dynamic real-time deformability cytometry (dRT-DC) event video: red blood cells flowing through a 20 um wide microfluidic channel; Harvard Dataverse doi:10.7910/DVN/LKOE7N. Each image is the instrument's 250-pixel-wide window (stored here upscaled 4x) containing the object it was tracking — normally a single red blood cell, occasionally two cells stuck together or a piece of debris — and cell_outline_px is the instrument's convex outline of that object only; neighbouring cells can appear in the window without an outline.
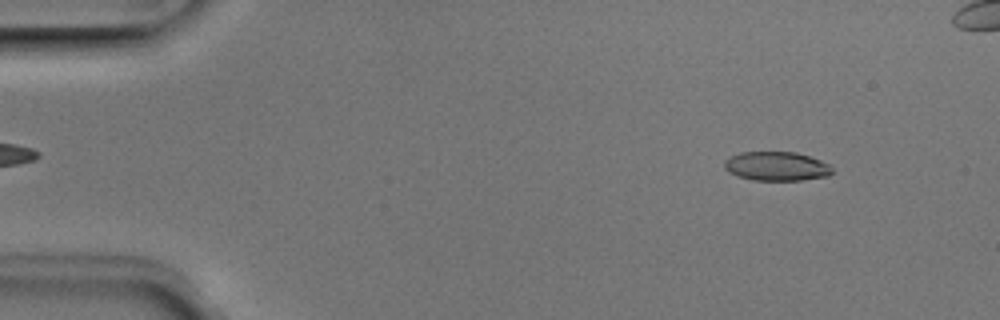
{"species": "Egyptian fruit bat (a non-hibernating species)", "species_latin": "Rousettus aegyptiacus", "temperature_condition": "room temperature", "stored_images_in_passage": 52, "segment_of_instrument_passage": [1, 2], "camera_frame_rate_fps": 3000, "um_per_image_px": 0.085, "animal": {"sex": "male"}, "frame": {"image": 1, "passage_image": 5, "time_ms": 1.333, "image_size_px": [1000, 320], "cell_outline_px": [[832, 172], [828, 176], [800, 180], [752, 180], [736, 176], [728, 172], [724, 168], [724, 160], [740, 152], [796, 152], [832, 164]], "centroid_in_image_um": [66.0, 14.13], "position_along_channel_um": 19.0, "area_um2": 18.38}}
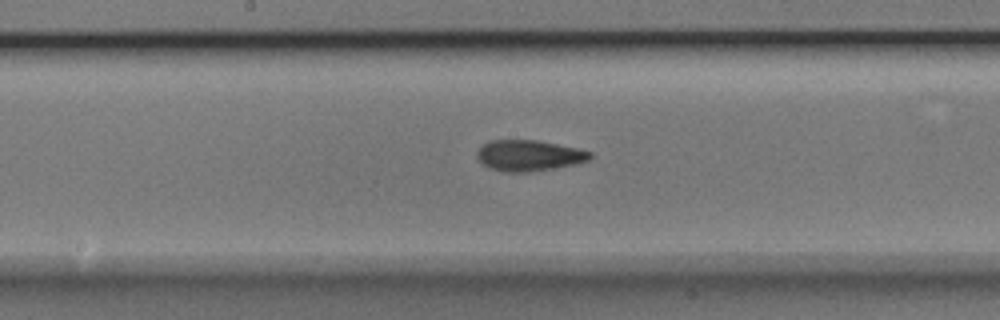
{"frame": {"image": 2, "passage_image": 26, "time_ms": 8.333, "image_size_px": [1000, 320], "cell_outline_px": [[592, 156], [588, 160], [576, 164], [528, 172], [504, 172], [488, 168], [476, 156], [476, 152], [488, 140], [536, 140], [576, 148], [592, 152]], "centroid_in_image_um": [44.93, 13.22], "position_along_channel_um": 203.3, "area_um2": 20.23}}
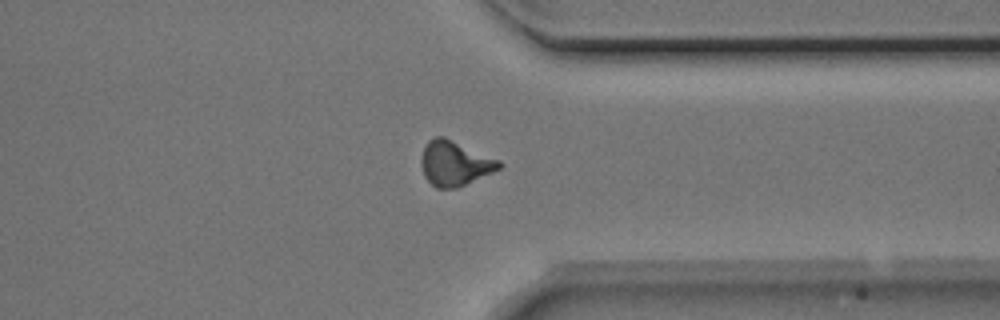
{"frame": {"image": 3, "passage_image": 39, "time_ms": 12.667, "image_size_px": [1000, 320], "cell_outline_px": [[504, 164], [500, 168], [492, 172], [456, 188], [436, 188], [424, 176], [420, 164], [420, 156], [428, 140], [436, 136], [444, 136], [500, 160]], "centroid_in_image_um": [38.63, 13.87], "position_along_channel_um": 372.8, "area_um2": 20.35}}